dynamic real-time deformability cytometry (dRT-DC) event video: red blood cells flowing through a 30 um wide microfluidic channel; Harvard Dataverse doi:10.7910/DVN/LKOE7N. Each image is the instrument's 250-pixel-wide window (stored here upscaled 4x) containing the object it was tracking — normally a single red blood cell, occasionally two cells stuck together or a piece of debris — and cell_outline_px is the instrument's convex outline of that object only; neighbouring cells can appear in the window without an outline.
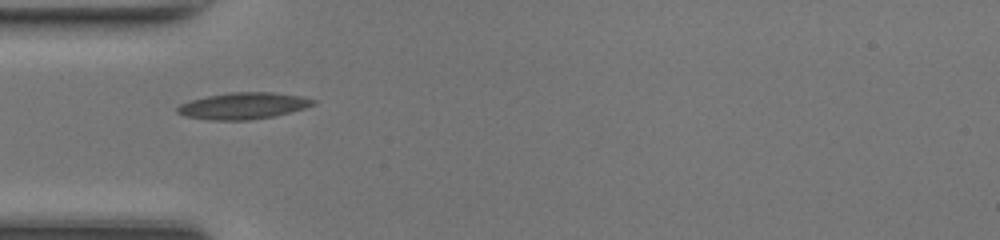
{"species": "common noctule bat (a hibernating species)", "species_latin": "Nyctalus noctula", "temperature_condition": "room temperature", "stored_images_in_passage": 33, "camera_frame_rate_fps": 3000, "um_per_image_px": 0.085, "animal": {"sex": "female", "body_mass_g": 17.0, "forearm_length_mm": 48.0}, "frame": {"image": 1, "passage_image": 1, "time_ms": 0.0, "image_size_px": [1000, 240], "cell_outline_px": [[316, 104], [304, 108], [272, 116], [248, 120], [208, 120], [184, 116], [176, 112], [176, 108], [180, 104], [192, 100], [208, 96], [232, 92], [272, 92], [304, 96], [316, 100]], "centroid_in_image_um": [20.68, 8.99], "position_along_channel_um": 64.3, "area_um2": 20.92}}
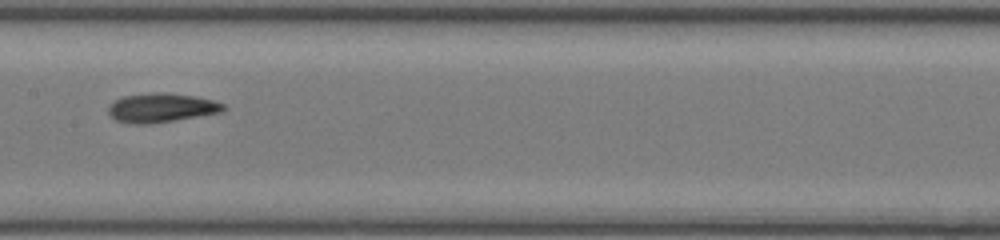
{"frame": {"image": 2, "passage_image": 10, "time_ms": 3.0, "image_size_px": [1000, 240], "cell_outline_px": [[228, 108], [224, 112], [148, 124], [132, 124], [116, 120], [108, 112], [108, 108], [116, 100], [124, 96], [160, 92], [164, 92], [196, 96], [212, 100], [224, 104]], "centroid_in_image_um": [13.77, 9.16], "position_along_channel_um": 193.6, "area_um2": 19.36}}
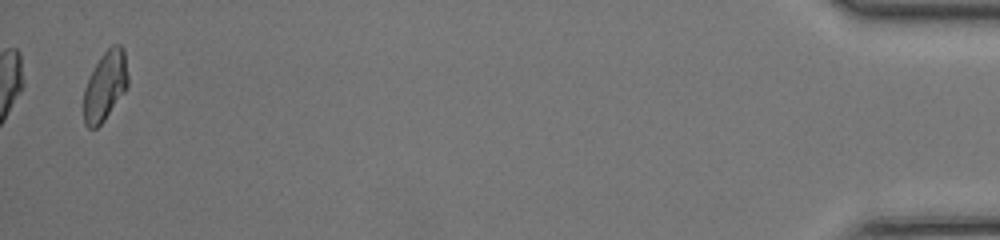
{"frame": {"image": 3, "passage_image": 33, "time_ms": 10.667, "image_size_px": [1000, 240], "cell_outline_px": [[128, 88], [104, 120], [96, 128], [88, 128], [84, 124], [84, 88], [100, 56], [112, 44], [120, 44], [124, 48], [128, 76]], "centroid_in_image_um": [8.96, 7.29], "position_along_channel_um": 426.2, "area_um2": 17.92}, "authors_computed_cell_mechanics": {"area_um2": 18.6694, "velocity_mm_per_s": 4.3137, "shape_relaxation_time_tau1_ms": 5.3044, "shape_relaxation_time_tau2_ms": 2.6064, "deformation_change_tau1": 0.1606, "deformation_change_tau2": 0.0834}}